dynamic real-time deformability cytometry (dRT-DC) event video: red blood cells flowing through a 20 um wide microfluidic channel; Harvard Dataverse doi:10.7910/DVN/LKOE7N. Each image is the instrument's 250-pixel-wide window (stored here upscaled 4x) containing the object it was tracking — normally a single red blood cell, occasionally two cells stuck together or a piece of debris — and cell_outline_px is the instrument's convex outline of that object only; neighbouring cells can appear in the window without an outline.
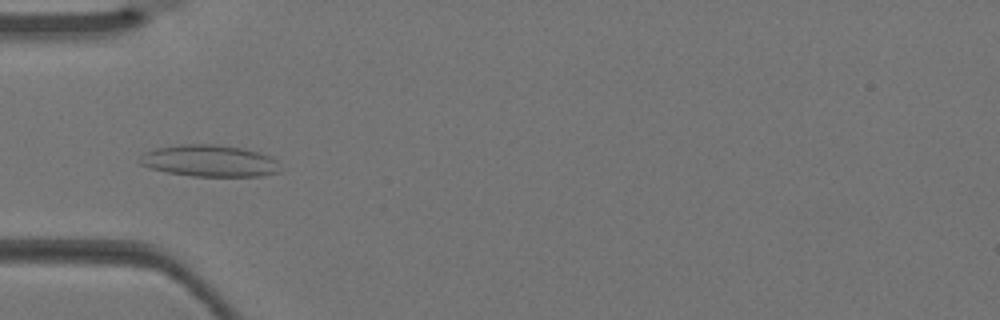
{"species": "Egyptian fruit bat (a non-hibernating species)", "species_latin": "Rousettus aegyptiacus", "temperature_condition": "warm", "stored_images_in_passage": 2, "camera_frame_rate_fps": 3000, "um_per_image_px": 0.085, "animal": {"sex": "female"}, "frame": {"image": 1, "passage_image": 2, "time_ms": 0.333, "image_size_px": [1000, 320], "cell_outline_px": [[280, 172], [264, 176], [192, 176], [168, 172], [152, 168], [140, 164], [140, 156], [144, 152], [156, 148], [180, 144], [216, 144], [244, 148], [260, 152], [272, 156], [276, 160]], "centroid_in_image_um": [17.84, 13.66], "position_along_channel_um": 67.2, "area_um2": 26.07}}